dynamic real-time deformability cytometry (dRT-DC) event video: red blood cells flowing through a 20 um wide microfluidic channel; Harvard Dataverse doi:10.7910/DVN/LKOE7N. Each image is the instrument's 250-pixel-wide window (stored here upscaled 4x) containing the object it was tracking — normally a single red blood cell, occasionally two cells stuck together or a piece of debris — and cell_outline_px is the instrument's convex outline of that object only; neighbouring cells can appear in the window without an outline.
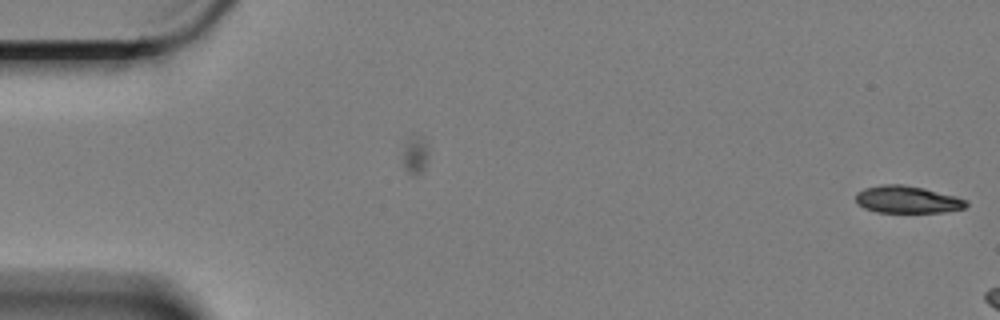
{"species": "Egyptian fruit bat (a non-hibernating species)", "species_latin": "Rousettus aegyptiacus", "temperature_condition": "cold", "stored_images_in_passage": 8, "camera_frame_rate_fps": 3000, "um_per_image_px": 0.085, "animal": {"sex": "female"}, "frame": {"image": 1, "passage_image": 8, "time_ms": 2.333, "image_size_px": [1000, 320], "cell_outline_px": [[968, 204], [964, 208], [940, 212], [876, 212], [864, 208], [856, 200], [856, 192], [864, 188], [880, 184], [900, 184], [924, 188], [956, 196], [968, 200]], "centroid_in_image_um": [77.11, 16.95], "position_along_channel_um": 7.9, "area_um2": 17.51}}